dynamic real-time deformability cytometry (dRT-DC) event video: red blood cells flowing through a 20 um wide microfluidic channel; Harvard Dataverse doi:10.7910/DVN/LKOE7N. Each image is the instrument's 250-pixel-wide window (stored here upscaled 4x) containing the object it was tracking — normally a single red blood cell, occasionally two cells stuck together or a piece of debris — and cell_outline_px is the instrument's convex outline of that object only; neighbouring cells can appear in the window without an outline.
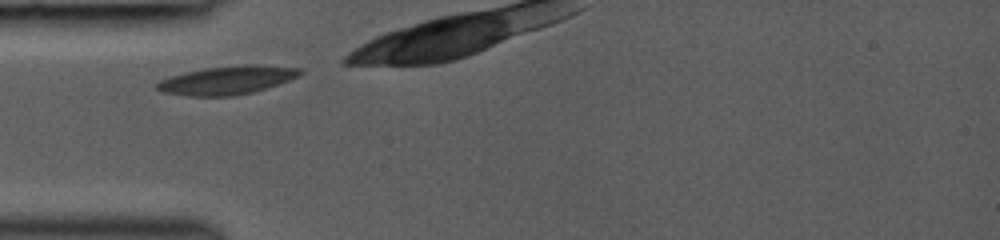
{"species": "common noctule bat (a hibernating species)", "species_latin": "Nyctalus noctula", "temperature_condition": "room temperature", "stored_images_in_passage": 3, "camera_frame_rate_fps": 3000, "um_per_image_px": 0.085, "animal": {"sex": "female", "body_mass_g": 19.0, "forearm_length_mm": 53.3}, "frame": {"image": 1, "passage_image": 1, "time_ms": 0.0, "image_size_px": [1000, 240], "cell_outline_px": [[304, 72], [288, 80], [252, 92], [232, 96], [188, 96], [164, 92], [156, 88], [156, 84], [160, 80], [172, 76], [204, 68], [244, 64], [256, 64], [304, 68]], "centroid_in_image_um": [19.33, 6.8], "position_along_channel_um": 65.7, "area_um2": 23.47}}